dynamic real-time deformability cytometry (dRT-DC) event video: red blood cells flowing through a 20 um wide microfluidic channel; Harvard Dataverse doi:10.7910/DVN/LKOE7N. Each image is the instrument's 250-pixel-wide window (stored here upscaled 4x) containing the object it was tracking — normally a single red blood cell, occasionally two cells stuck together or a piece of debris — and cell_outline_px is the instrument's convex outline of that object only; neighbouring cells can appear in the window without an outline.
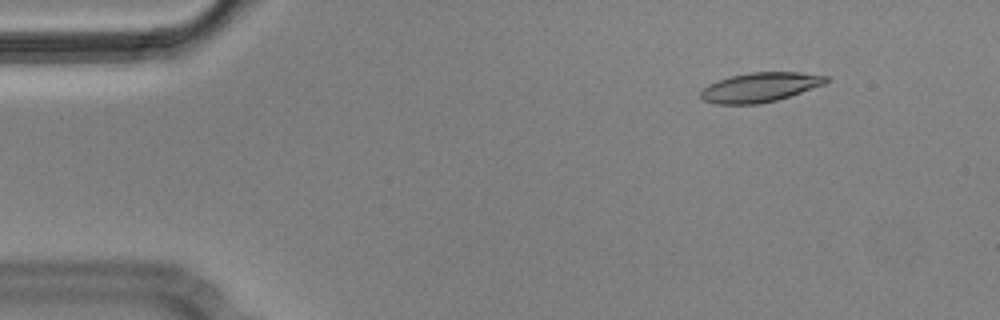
{"species": "Egyptian fruit bat (a non-hibernating species)", "species_latin": "Rousettus aegyptiacus", "temperature_condition": "cold", "stored_images_in_passage": 7, "camera_frame_rate_fps": 3000, "um_per_image_px": 0.085, "animal": {"sex": "male"}, "frame": {"image": 1, "passage_image": 2, "time_ms": 0.333, "image_size_px": [1000, 320], "cell_outline_px": [[828, 80], [824, 84], [776, 100], [760, 104], [716, 104], [704, 100], [700, 96], [700, 92], [708, 84], [732, 76], [752, 72], [800, 72], [828, 76]], "centroid_in_image_um": [64.59, 7.42], "position_along_channel_um": 20.4, "area_um2": 21.21}}
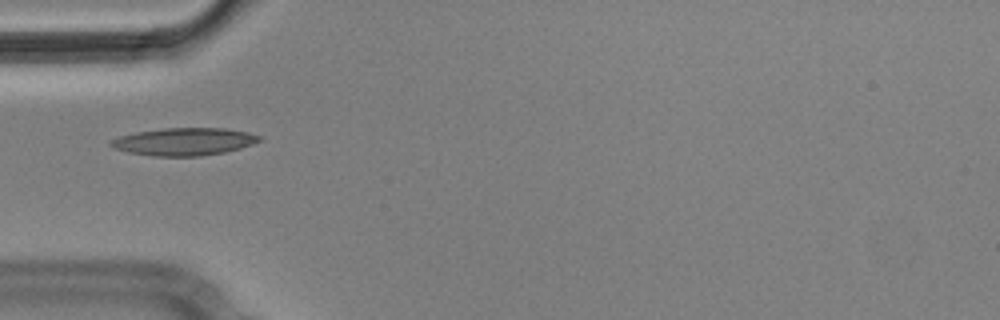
{"frame": {"image": 2, "passage_image": 5, "time_ms": 1.333, "image_size_px": [1000, 320], "cell_outline_px": [[264, 140], [240, 148], [224, 152], [200, 156], [152, 156], [128, 152], [112, 148], [108, 144], [112, 140], [120, 136], [136, 132], [164, 128], [224, 128], [248, 132], [260, 136]], "centroid_in_image_um": [15.65, 12.04], "position_along_channel_um": 69.4, "area_um2": 23.87}}
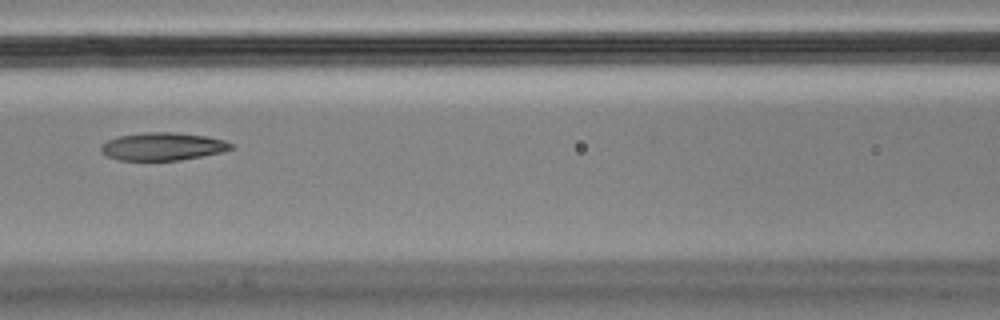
{"frame": {"image": 3, "passage_image": 7, "time_ms": 2.0, "image_size_px": [1000, 320], "cell_outline_px": [[232, 148], [224, 152], [180, 160], [120, 160], [108, 156], [100, 152], [100, 144], [108, 140], [120, 136], [144, 132], [172, 132], [204, 136], [224, 140], [232, 144]], "centroid_in_image_um": [13.81, 12.45], "position_along_channel_um": 152.8, "area_um2": 20.98}}